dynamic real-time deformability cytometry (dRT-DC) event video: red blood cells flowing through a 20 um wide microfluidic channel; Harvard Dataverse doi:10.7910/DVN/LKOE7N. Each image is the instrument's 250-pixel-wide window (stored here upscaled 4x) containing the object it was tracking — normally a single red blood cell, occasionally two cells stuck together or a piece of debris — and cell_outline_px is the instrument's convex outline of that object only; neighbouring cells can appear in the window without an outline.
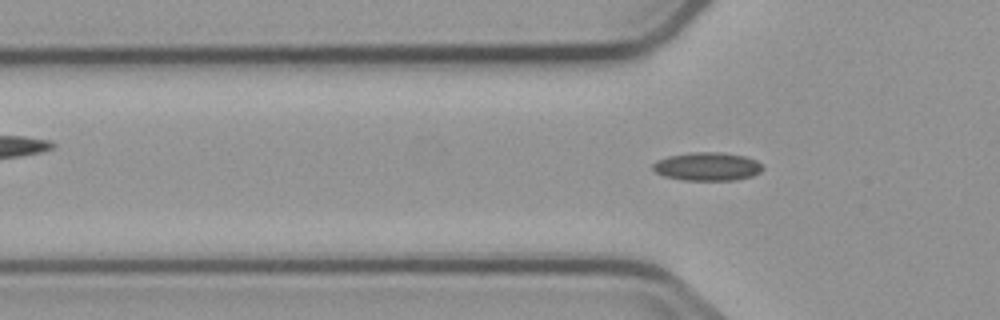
{"species": "common noctule bat (a hibernating species)", "species_latin": "Nyctalus noctula", "temperature_condition": "cold", "stored_images_in_passage": 3, "camera_frame_rate_fps": 3000, "um_per_image_px": 0.085, "animal": {"sex": "male", "body_mass_g": 23.1, "forearm_length_mm": 52.7}, "frame": {"image": 1, "passage_image": 3, "time_ms": 3.333, "image_size_px": [1000, 320], "cell_outline_px": [[764, 168], [760, 172], [752, 176], [732, 180], [684, 180], [664, 176], [656, 172], [652, 168], [652, 164], [656, 160], [668, 156], [688, 152], [720, 152], [744, 156], [756, 160]], "centroid_in_image_um": [60.09, 14.14], "position_along_channel_um": 65.7, "area_um2": 18.15}}